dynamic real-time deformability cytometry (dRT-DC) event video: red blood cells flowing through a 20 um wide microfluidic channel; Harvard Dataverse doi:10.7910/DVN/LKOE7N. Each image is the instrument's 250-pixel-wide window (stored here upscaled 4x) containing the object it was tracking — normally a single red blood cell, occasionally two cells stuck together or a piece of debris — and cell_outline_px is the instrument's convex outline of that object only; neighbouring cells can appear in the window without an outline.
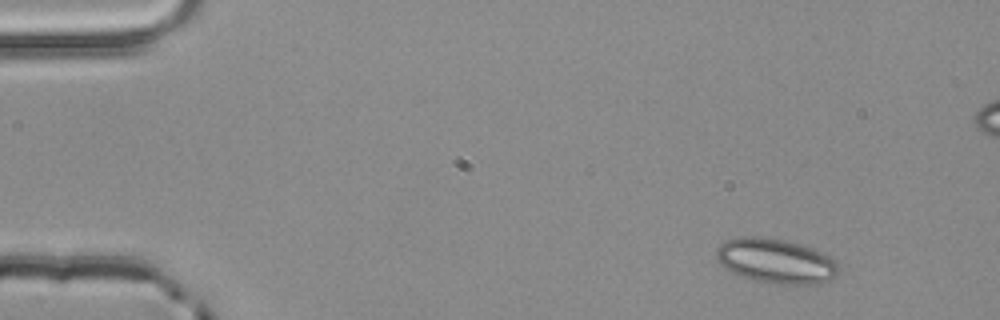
{"species": "common noctule bat (a hibernating species)", "species_latin": "Nyctalus noctula", "temperature_condition": "room temperature", "stored_images_in_passage": 4, "camera_frame_rate_fps": 3000, "um_per_image_px": 0.085, "animal": {"sex": "male", "body_mass_g": 20.4}, "frame": {"image": 1, "passage_image": 1, "time_ms": 0.0, "image_size_px": [1000, 320], "cell_outline_px": [[840, 276], [820, 284], [772, 284], [756, 280], [732, 272], [724, 268], [720, 264], [716, 256], [716, 248], [724, 240], [740, 236], [760, 236], [784, 240], [800, 244], [820, 252], [836, 260], [840, 268]], "centroid_in_image_um": [65.97, 22.19], "position_along_channel_um": 19.0, "area_um2": 32.19}}